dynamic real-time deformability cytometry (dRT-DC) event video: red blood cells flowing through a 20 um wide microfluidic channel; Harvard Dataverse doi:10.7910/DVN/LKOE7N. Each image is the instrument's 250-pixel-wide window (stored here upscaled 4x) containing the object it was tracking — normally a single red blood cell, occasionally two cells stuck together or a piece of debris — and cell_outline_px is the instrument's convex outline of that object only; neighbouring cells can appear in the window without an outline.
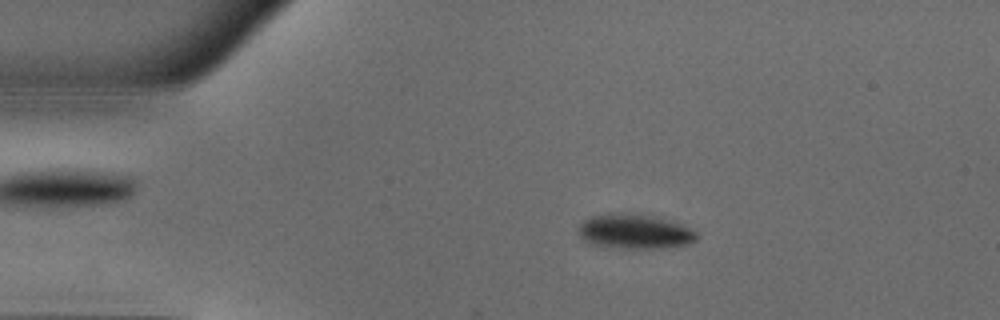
{"species": "common noctule bat (a hibernating species)", "species_latin": "Nyctalus noctula", "temperature_condition": "warm", "stored_images_in_passage": 50, "camera_frame_rate_fps": 3000, "um_per_image_px": 0.085, "animal": {"sex": "male", "body_mass_g": 18.8}, "frame": {"image": 1, "passage_image": 9, "time_ms": 2.667, "image_size_px": [1000, 320], "cell_outline_px": [[696, 240], [684, 244], [660, 248], [624, 248], [596, 244], [584, 240], [580, 236], [576, 228], [584, 220], [592, 216], [608, 212], [640, 212], [660, 216], [680, 224], [696, 232]], "centroid_in_image_um": [53.91, 19.62], "position_along_channel_um": 31.1, "area_um2": 24.1}}
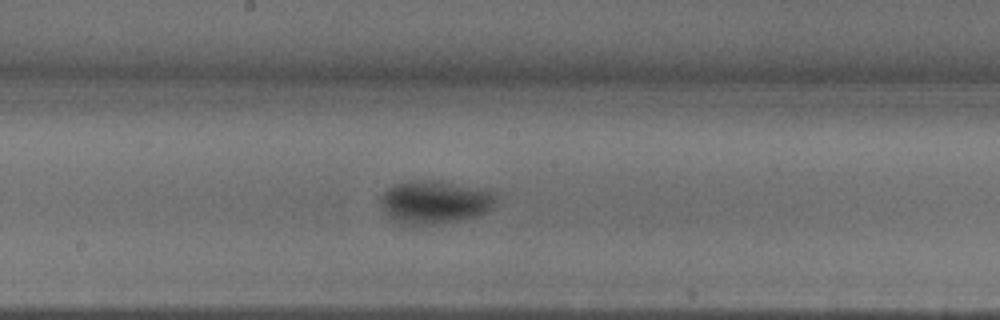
{"frame": {"image": 2, "passage_image": 26, "time_ms": 8.333, "image_size_px": [1000, 320], "cell_outline_px": [[496, 196], [492, 208], [476, 216], [460, 220], [432, 224], [408, 224], [396, 220], [388, 216], [380, 204], [380, 196], [388, 188], [396, 184], [412, 180], [428, 180], [492, 192]], "centroid_in_image_um": [36.89, 17.19], "position_along_channel_um": 211.3, "area_um2": 27.98}}
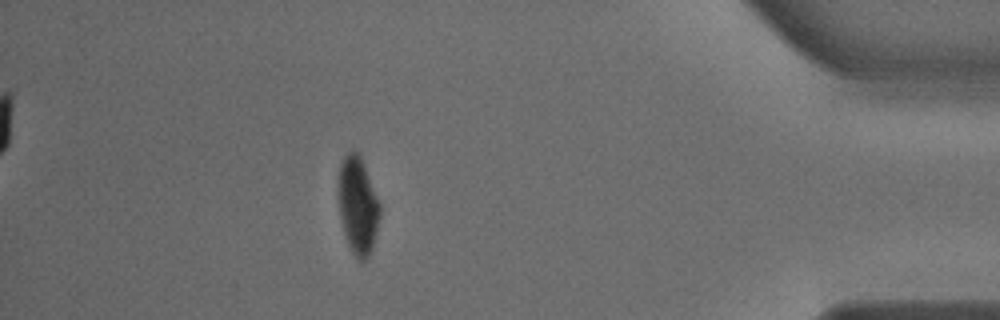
{"frame": {"image": 3, "passage_image": 44, "time_ms": 14.333, "image_size_px": [1000, 320], "cell_outline_px": [[380, 216], [372, 248], [368, 256], [364, 260], [360, 260], [352, 252], [344, 236], [336, 196], [336, 188], [340, 164], [344, 156], [352, 148], [360, 156], [364, 164], [380, 204]], "centroid_in_image_um": [30.37, 17.42], "position_along_channel_um": 404.8, "area_um2": 23.87}, "authors_computed_cell_mechanics": {"area_um2": 26.299, "velocity_mm_per_s": 4.0048, "shape_relaxation_time_tau1_ms": 4.4712, "shape_relaxation_time_tau2_ms": null, "deformation_change_tau1": 0.1553, "deformation_change_tau2": null}}